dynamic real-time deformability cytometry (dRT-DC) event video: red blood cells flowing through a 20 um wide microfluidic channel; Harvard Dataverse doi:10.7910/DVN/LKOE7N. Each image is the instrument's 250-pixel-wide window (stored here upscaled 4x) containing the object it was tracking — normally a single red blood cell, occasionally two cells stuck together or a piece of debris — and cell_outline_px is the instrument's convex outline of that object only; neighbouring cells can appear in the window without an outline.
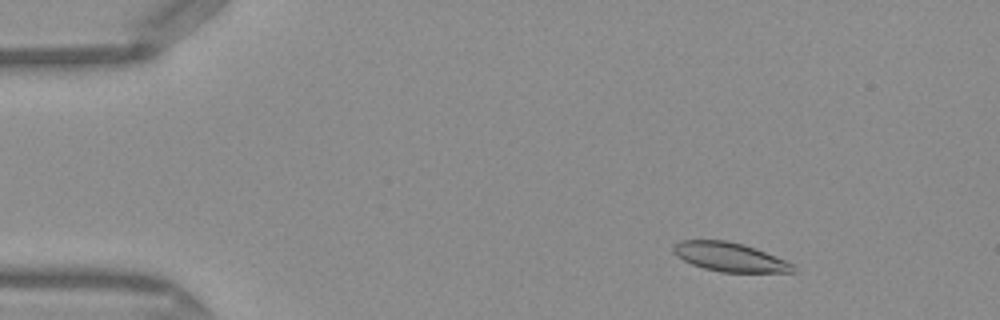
{"species": "Egyptian fruit bat (a non-hibernating species)", "species_latin": "Rousettus aegyptiacus", "temperature_condition": "warm", "stored_images_in_passage": 49, "camera_frame_rate_fps": 3000, "um_per_image_px": 0.085, "frame": {"image": 1, "passage_image": 6, "time_ms": 1.667, "image_size_px": [1000, 320], "cell_outline_px": [[796, 272], [720, 272], [704, 268], [692, 264], [676, 256], [672, 248], [680, 240], [728, 240], [744, 244], [756, 248], [784, 260], [792, 264], [796, 268]], "centroid_in_image_um": [62.02, 21.84], "position_along_channel_um": 23.0, "area_um2": 20.11}}
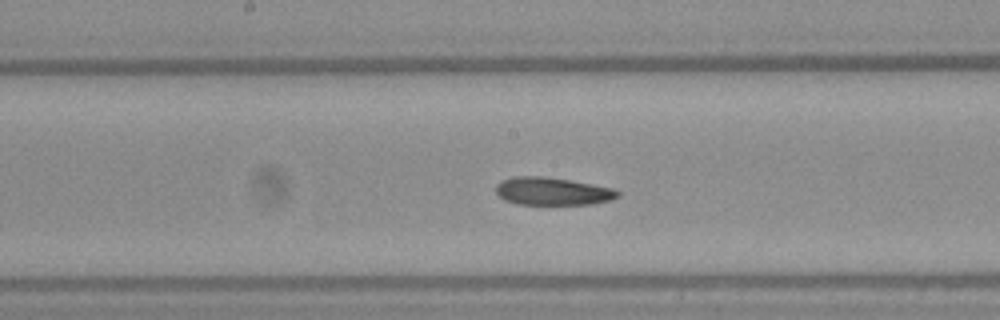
{"frame": {"image": 2, "passage_image": 25, "time_ms": 8.0, "image_size_px": [1000, 320], "cell_outline_px": [[620, 196], [612, 200], [592, 204], [516, 204], [504, 200], [496, 192], [496, 184], [500, 180], [512, 176], [544, 176], [568, 180], [612, 188], [620, 192]], "centroid_in_image_um": [46.93, 16.26], "position_along_channel_um": 201.3, "area_um2": 19.77}}
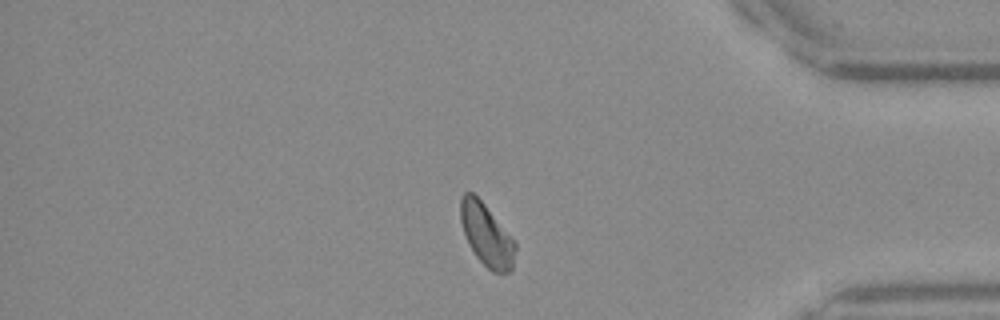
{"frame": {"image": 3, "passage_image": 41, "time_ms": 13.333, "image_size_px": [1000, 320], "cell_outline_px": [[516, 248], [512, 268], [508, 272], [492, 272], [476, 256], [464, 232], [460, 220], [460, 200], [464, 192], [472, 192], [484, 204], [516, 244]], "centroid_in_image_um": [41.34, 19.96], "position_along_channel_um": 393.9, "area_um2": 19.19}, "authors_computed_cell_mechanics": {"area_um2": 20.1144, "velocity_mm_per_s": 4.1022, "shape_relaxation_time_tau1_ms": 11.1906, "shape_relaxation_time_tau2_ms": 3.7786, "deformation_change_tau1": 0.211, "deformation_change_tau2": 0.0813}}